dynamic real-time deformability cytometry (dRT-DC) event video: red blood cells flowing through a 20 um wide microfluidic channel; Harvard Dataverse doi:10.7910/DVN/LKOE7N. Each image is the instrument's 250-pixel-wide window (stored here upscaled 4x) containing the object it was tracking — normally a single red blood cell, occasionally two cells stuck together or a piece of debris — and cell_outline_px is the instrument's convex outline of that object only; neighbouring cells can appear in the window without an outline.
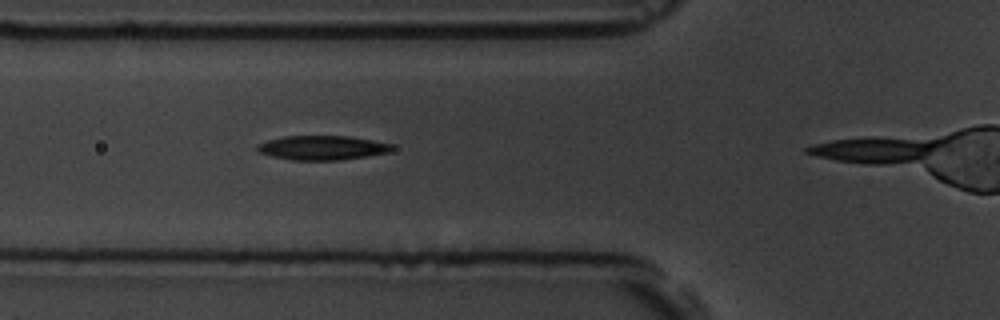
{"species": "common noctule bat (a hibernating species)", "species_latin": "Nyctalus noctula", "temperature_condition": "room temperature", "stored_images_in_passage": 5, "camera_frame_rate_fps": 3000, "um_per_image_px": 0.085, "animal": {"sex": "male", "body_mass_g": 19.5, "forearm_length_mm": 54.6}, "frame": {"image": 1, "passage_image": 4, "time_ms": 3.333, "image_size_px": [1000, 320], "cell_outline_px": [[396, 148], [388, 152], [368, 156], [340, 160], [292, 160], [272, 156], [260, 152], [256, 148], [256, 144], [268, 140], [284, 136], [348, 136], [372, 140], [392, 144]], "centroid_in_image_um": [27.4, 12.56], "position_along_channel_um": 98.4, "area_um2": 19.07}}